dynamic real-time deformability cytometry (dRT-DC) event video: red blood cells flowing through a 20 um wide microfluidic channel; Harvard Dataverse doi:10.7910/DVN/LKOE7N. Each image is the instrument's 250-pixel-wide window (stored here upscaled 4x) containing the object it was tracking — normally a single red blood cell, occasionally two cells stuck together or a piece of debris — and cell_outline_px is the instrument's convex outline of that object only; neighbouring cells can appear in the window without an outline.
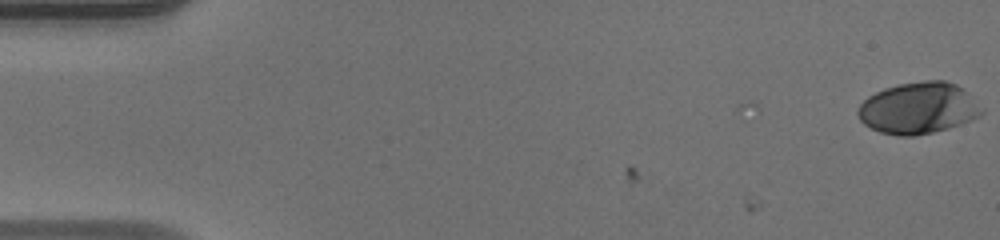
{"species": "human", "species_latin": "Homo sapiens", "temperature_condition": "warm", "stored_images_in_passage": 9, "camera_frame_rate_fps": 3000, "um_per_image_px": 0.085, "donor": {"sex": "male"}, "frame": {"image": 1, "passage_image": 1, "time_ms": 0.0, "image_size_px": [1000, 240], "cell_outline_px": [[984, 112], [980, 116], [972, 120], [948, 128], [932, 132], [912, 136], [896, 136], [880, 132], [864, 124], [860, 120], [856, 112], [860, 104], [868, 96], [884, 88], [896, 84], [924, 80], [944, 80], [956, 84], [964, 88], [984, 108]], "centroid_in_image_um": [78.08, 9.18], "position_along_channel_um": 6.9, "area_um2": 37.51}}